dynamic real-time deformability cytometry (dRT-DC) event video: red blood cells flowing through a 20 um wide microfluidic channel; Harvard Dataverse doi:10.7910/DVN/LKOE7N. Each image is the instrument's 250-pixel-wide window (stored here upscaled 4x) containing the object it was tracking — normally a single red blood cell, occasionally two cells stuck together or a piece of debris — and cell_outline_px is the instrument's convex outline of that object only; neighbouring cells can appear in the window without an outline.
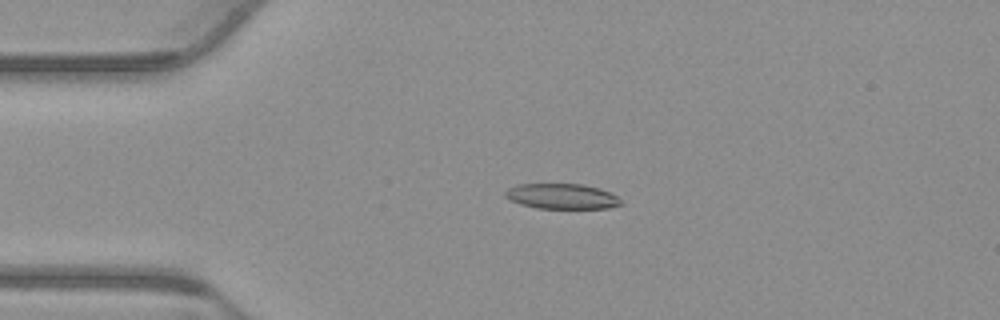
{"species": "common noctule bat (a hibernating species)", "species_latin": "Nyctalus noctula", "temperature_condition": "warm", "stored_images_in_passage": 35, "camera_frame_rate_fps": 3000, "um_per_image_px": 0.085, "animal": {"sex": "male", "body_mass_g": 23.1, "forearm_length_mm": 52.7}, "frame": {"image": 1, "passage_image": 2, "time_ms": 0.333, "image_size_px": [1000, 320], "cell_outline_px": [[624, 204], [608, 208], [536, 208], [520, 204], [504, 196], [504, 192], [508, 188], [516, 184], [580, 184], [600, 188], [616, 196]], "centroid_in_image_um": [47.74, 16.68], "position_along_channel_um": 37.3, "area_um2": 16.99}}
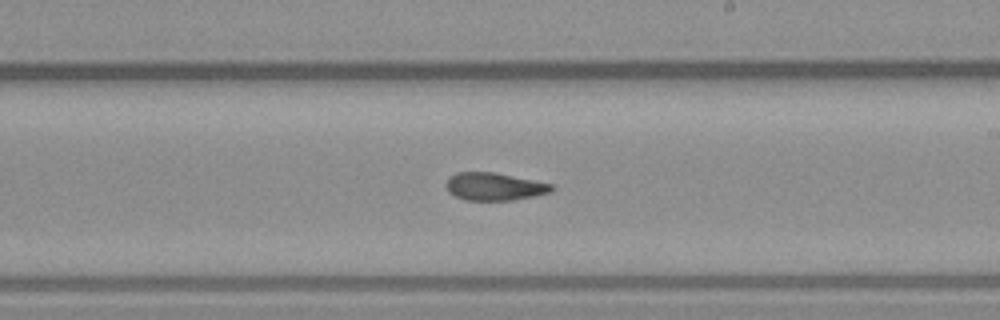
{"frame": {"image": 2, "passage_image": 21, "time_ms": 6.667, "image_size_px": [1000, 320], "cell_outline_px": [[556, 188], [552, 192], [512, 200], [464, 200], [448, 192], [444, 184], [448, 176], [456, 172], [496, 172], [552, 184]], "centroid_in_image_um": [41.98, 15.85], "position_along_channel_um": 247.0, "area_um2": 17.22}}
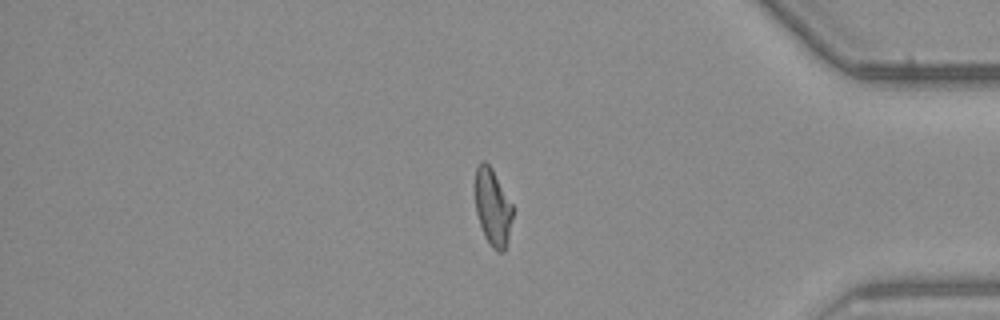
{"frame": {"image": 3, "passage_image": 35, "time_ms": 11.333, "image_size_px": [1000, 320], "cell_outline_px": [[512, 216], [508, 244], [504, 252], [496, 252], [492, 248], [484, 236], [476, 212], [476, 168], [480, 160], [484, 160], [492, 168], [512, 204]], "centroid_in_image_um": [41.89, 17.65], "position_along_channel_um": 393.3, "area_um2": 16.82}, "authors_computed_cell_mechanics": {"area_um2": 17.6868, "velocity_mm_per_s": 3.7948, "shape_relaxation_time_tau1_ms": null, "shape_relaxation_time_tau2_ms": 4.8882, "deformation_change_tau1": null, "deformation_change_tau2": 0.0959}}